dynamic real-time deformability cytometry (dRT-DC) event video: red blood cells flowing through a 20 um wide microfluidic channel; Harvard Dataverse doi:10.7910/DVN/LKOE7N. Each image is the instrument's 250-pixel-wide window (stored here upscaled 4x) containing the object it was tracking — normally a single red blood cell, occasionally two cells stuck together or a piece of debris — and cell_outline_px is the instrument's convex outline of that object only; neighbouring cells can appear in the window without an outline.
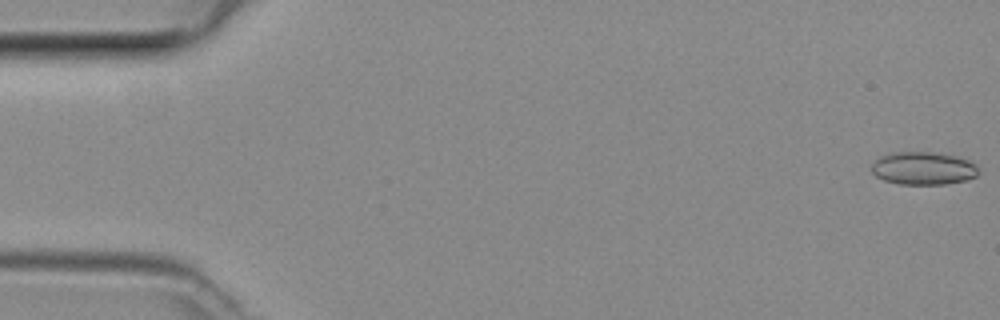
{"species": "common noctule bat (a hibernating species)", "species_latin": "Nyctalus noctula", "temperature_condition": "room temperature", "stored_images_in_passage": 29, "camera_frame_rate_fps": 3000, "um_per_image_px": 0.085, "animal": {"sex": "female", "body_mass_g": 29.2, "forearm_length_mm": 56.3}, "frame": {"image": 1, "passage_image": 1, "time_ms": 0.0, "image_size_px": [1000, 320], "cell_outline_px": [[980, 172], [976, 176], [968, 180], [944, 184], [900, 184], [884, 180], [876, 176], [872, 172], [872, 164], [880, 156], [888, 152], [936, 152], [960, 156], [972, 160], [980, 168]], "centroid_in_image_um": [78.55, 14.29], "position_along_channel_um": 6.5, "area_um2": 20.98}}
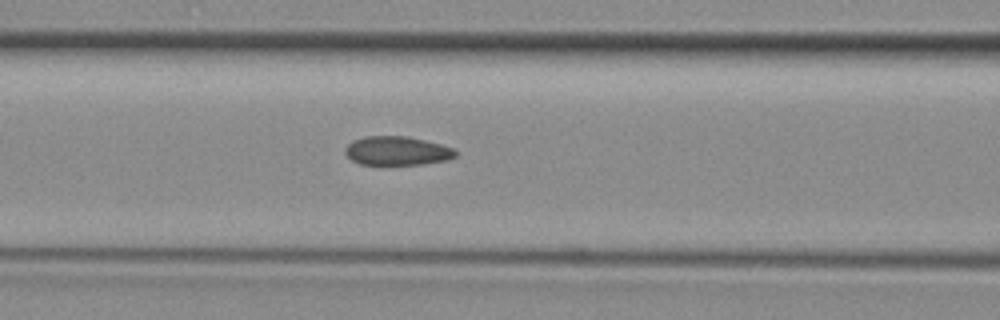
{"frame": {"image": 2, "passage_image": 20, "time_ms": 6.333, "image_size_px": [1000, 320], "cell_outline_px": [[456, 156], [448, 160], [424, 164], [360, 164], [352, 160], [344, 152], [344, 148], [352, 140], [364, 136], [408, 136], [440, 144], [452, 148], [456, 152]], "centroid_in_image_um": [33.73, 12.81], "position_along_channel_um": 132.9, "area_um2": 18.55}}
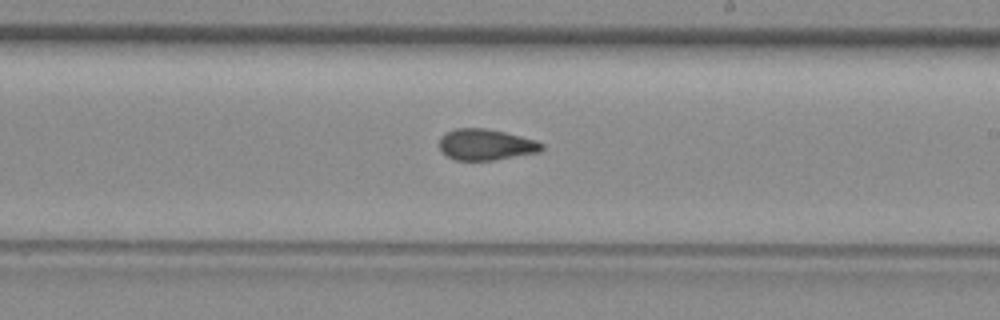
{"frame": {"image": 3, "passage_image": 28, "time_ms": 9.0, "image_size_px": [1000, 320], "cell_outline_px": [[544, 148], [540, 152], [492, 160], [456, 160], [448, 156], [440, 148], [440, 136], [444, 132], [456, 128], [484, 128], [504, 132], [536, 140], [544, 144]], "centroid_in_image_um": [41.3, 12.28], "position_along_channel_um": 247.7, "area_um2": 18.5}}